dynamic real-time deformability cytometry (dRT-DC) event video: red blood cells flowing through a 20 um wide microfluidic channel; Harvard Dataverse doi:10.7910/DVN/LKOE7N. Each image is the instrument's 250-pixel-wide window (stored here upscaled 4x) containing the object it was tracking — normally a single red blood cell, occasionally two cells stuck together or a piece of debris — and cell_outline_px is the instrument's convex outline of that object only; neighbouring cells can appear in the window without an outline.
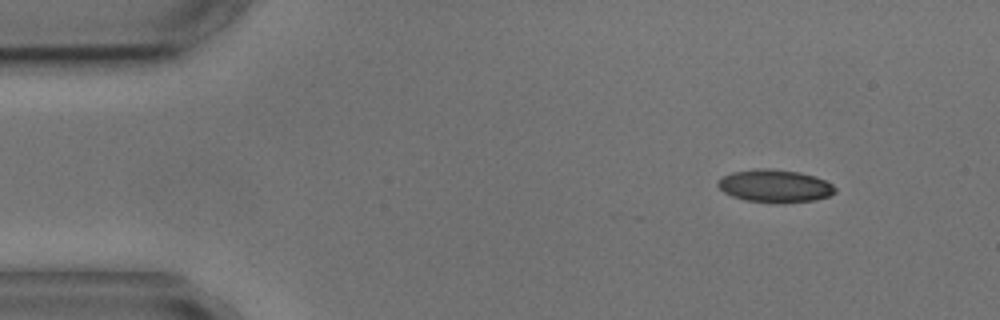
{"species": "common noctule bat (a hibernating species)", "species_latin": "Nyctalus noctula", "temperature_condition": "cold", "stored_images_in_passage": 4, "camera_frame_rate_fps": 3000, "um_per_image_px": 0.085, "animal": {"sex": "male", "body_mass_g": 17.9, "forearm_length_mm": 54.2}, "frame": {"image": 1, "passage_image": 1, "time_ms": 0.0, "image_size_px": [1000, 320], "cell_outline_px": [[836, 192], [828, 196], [816, 200], [776, 204], [744, 200], [732, 196], [724, 192], [716, 184], [724, 176], [732, 172], [760, 168], [772, 168], [800, 172], [824, 180], [832, 184], [836, 188]], "centroid_in_image_um": [65.87, 15.82], "position_along_channel_um": 19.1, "area_um2": 22.48}}
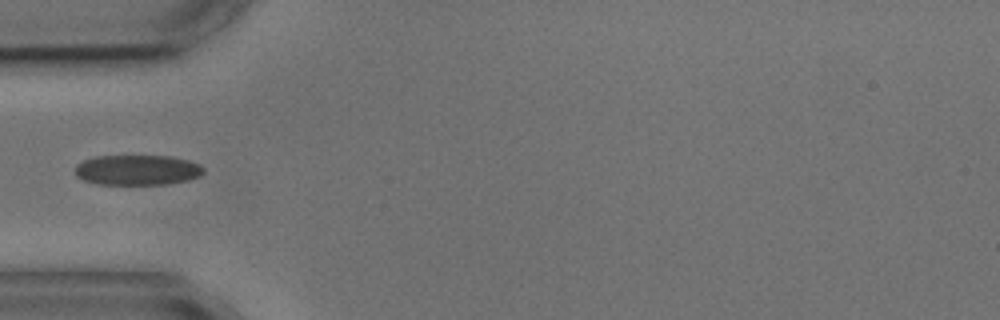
{"frame": {"image": 2, "passage_image": 4, "time_ms": 3.667, "image_size_px": [1000, 320], "cell_outline_px": [[204, 172], [200, 176], [188, 180], [168, 184], [96, 184], [84, 180], [76, 176], [76, 164], [84, 160], [96, 156], [168, 156], [188, 160], [200, 164], [204, 168]], "centroid_in_image_um": [11.69, 14.45], "position_along_channel_um": 73.3, "area_um2": 22.66}}